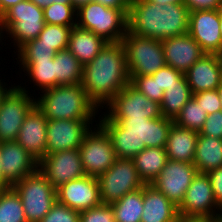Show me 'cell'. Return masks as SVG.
Returning <instances> with one entry per match:
<instances>
[{"label": "cell", "mask_w": 222, "mask_h": 222, "mask_svg": "<svg viewBox=\"0 0 222 222\" xmlns=\"http://www.w3.org/2000/svg\"><path fill=\"white\" fill-rule=\"evenodd\" d=\"M39 222H80V212L56 201L51 210Z\"/></svg>", "instance_id": "obj_38"}, {"label": "cell", "mask_w": 222, "mask_h": 222, "mask_svg": "<svg viewBox=\"0 0 222 222\" xmlns=\"http://www.w3.org/2000/svg\"><path fill=\"white\" fill-rule=\"evenodd\" d=\"M81 83L88 98L99 110L130 83L121 41L108 42L96 57L84 65Z\"/></svg>", "instance_id": "obj_2"}, {"label": "cell", "mask_w": 222, "mask_h": 222, "mask_svg": "<svg viewBox=\"0 0 222 222\" xmlns=\"http://www.w3.org/2000/svg\"><path fill=\"white\" fill-rule=\"evenodd\" d=\"M2 76H4V79H0V105L3 101V98L8 94V92L16 85V83H12L10 81L9 85L5 82L7 79L5 78V74ZM1 77V76H0Z\"/></svg>", "instance_id": "obj_46"}, {"label": "cell", "mask_w": 222, "mask_h": 222, "mask_svg": "<svg viewBox=\"0 0 222 222\" xmlns=\"http://www.w3.org/2000/svg\"><path fill=\"white\" fill-rule=\"evenodd\" d=\"M2 19L6 40L11 41L10 47H15L12 49L16 51L25 43L36 39L45 26L43 9L30 0L19 2L9 8Z\"/></svg>", "instance_id": "obj_6"}, {"label": "cell", "mask_w": 222, "mask_h": 222, "mask_svg": "<svg viewBox=\"0 0 222 222\" xmlns=\"http://www.w3.org/2000/svg\"><path fill=\"white\" fill-rule=\"evenodd\" d=\"M178 217V207L173 202L153 185H143L141 222H172Z\"/></svg>", "instance_id": "obj_24"}, {"label": "cell", "mask_w": 222, "mask_h": 222, "mask_svg": "<svg viewBox=\"0 0 222 222\" xmlns=\"http://www.w3.org/2000/svg\"><path fill=\"white\" fill-rule=\"evenodd\" d=\"M128 8L89 2L77 9L76 26L92 31L107 42H119L128 31Z\"/></svg>", "instance_id": "obj_5"}, {"label": "cell", "mask_w": 222, "mask_h": 222, "mask_svg": "<svg viewBox=\"0 0 222 222\" xmlns=\"http://www.w3.org/2000/svg\"><path fill=\"white\" fill-rule=\"evenodd\" d=\"M199 135L222 139V110L207 115Z\"/></svg>", "instance_id": "obj_42"}, {"label": "cell", "mask_w": 222, "mask_h": 222, "mask_svg": "<svg viewBox=\"0 0 222 222\" xmlns=\"http://www.w3.org/2000/svg\"><path fill=\"white\" fill-rule=\"evenodd\" d=\"M165 63L183 74L203 55L200 45L187 33L161 40Z\"/></svg>", "instance_id": "obj_22"}, {"label": "cell", "mask_w": 222, "mask_h": 222, "mask_svg": "<svg viewBox=\"0 0 222 222\" xmlns=\"http://www.w3.org/2000/svg\"><path fill=\"white\" fill-rule=\"evenodd\" d=\"M188 34L207 54L222 55L218 10H196L189 14Z\"/></svg>", "instance_id": "obj_18"}, {"label": "cell", "mask_w": 222, "mask_h": 222, "mask_svg": "<svg viewBox=\"0 0 222 222\" xmlns=\"http://www.w3.org/2000/svg\"><path fill=\"white\" fill-rule=\"evenodd\" d=\"M36 96L15 85L0 105V142L15 141L24 119L36 106Z\"/></svg>", "instance_id": "obj_12"}, {"label": "cell", "mask_w": 222, "mask_h": 222, "mask_svg": "<svg viewBox=\"0 0 222 222\" xmlns=\"http://www.w3.org/2000/svg\"><path fill=\"white\" fill-rule=\"evenodd\" d=\"M206 119V111L201 107V104L191 98L173 121L179 127L200 132Z\"/></svg>", "instance_id": "obj_33"}, {"label": "cell", "mask_w": 222, "mask_h": 222, "mask_svg": "<svg viewBox=\"0 0 222 222\" xmlns=\"http://www.w3.org/2000/svg\"><path fill=\"white\" fill-rule=\"evenodd\" d=\"M197 173L193 163L168 159L165 167L161 170L159 176L151 182V185L178 207Z\"/></svg>", "instance_id": "obj_16"}, {"label": "cell", "mask_w": 222, "mask_h": 222, "mask_svg": "<svg viewBox=\"0 0 222 222\" xmlns=\"http://www.w3.org/2000/svg\"><path fill=\"white\" fill-rule=\"evenodd\" d=\"M74 26L45 24L38 35V45L53 47L56 52L67 49L71 29Z\"/></svg>", "instance_id": "obj_34"}, {"label": "cell", "mask_w": 222, "mask_h": 222, "mask_svg": "<svg viewBox=\"0 0 222 222\" xmlns=\"http://www.w3.org/2000/svg\"><path fill=\"white\" fill-rule=\"evenodd\" d=\"M190 11L185 4L133 0L127 12L128 32L163 40L188 33Z\"/></svg>", "instance_id": "obj_3"}, {"label": "cell", "mask_w": 222, "mask_h": 222, "mask_svg": "<svg viewBox=\"0 0 222 222\" xmlns=\"http://www.w3.org/2000/svg\"><path fill=\"white\" fill-rule=\"evenodd\" d=\"M184 4L190 12L196 10H218L222 5V0H184Z\"/></svg>", "instance_id": "obj_44"}, {"label": "cell", "mask_w": 222, "mask_h": 222, "mask_svg": "<svg viewBox=\"0 0 222 222\" xmlns=\"http://www.w3.org/2000/svg\"><path fill=\"white\" fill-rule=\"evenodd\" d=\"M14 60H43L54 59L57 53L53 47L38 45V39L31 40L22 45L17 51H13Z\"/></svg>", "instance_id": "obj_36"}, {"label": "cell", "mask_w": 222, "mask_h": 222, "mask_svg": "<svg viewBox=\"0 0 222 222\" xmlns=\"http://www.w3.org/2000/svg\"><path fill=\"white\" fill-rule=\"evenodd\" d=\"M172 222H181V216H179L177 219H175L174 221Z\"/></svg>", "instance_id": "obj_58"}, {"label": "cell", "mask_w": 222, "mask_h": 222, "mask_svg": "<svg viewBox=\"0 0 222 222\" xmlns=\"http://www.w3.org/2000/svg\"><path fill=\"white\" fill-rule=\"evenodd\" d=\"M0 222H27L22 200L13 188L0 191Z\"/></svg>", "instance_id": "obj_32"}, {"label": "cell", "mask_w": 222, "mask_h": 222, "mask_svg": "<svg viewBox=\"0 0 222 222\" xmlns=\"http://www.w3.org/2000/svg\"><path fill=\"white\" fill-rule=\"evenodd\" d=\"M217 222H222V208H220L219 215L217 218Z\"/></svg>", "instance_id": "obj_57"}, {"label": "cell", "mask_w": 222, "mask_h": 222, "mask_svg": "<svg viewBox=\"0 0 222 222\" xmlns=\"http://www.w3.org/2000/svg\"><path fill=\"white\" fill-rule=\"evenodd\" d=\"M219 211L208 175L198 172L178 206L179 216L217 220Z\"/></svg>", "instance_id": "obj_13"}, {"label": "cell", "mask_w": 222, "mask_h": 222, "mask_svg": "<svg viewBox=\"0 0 222 222\" xmlns=\"http://www.w3.org/2000/svg\"><path fill=\"white\" fill-rule=\"evenodd\" d=\"M103 109L111 119H153L162 117L160 104L148 99L130 83L116 94Z\"/></svg>", "instance_id": "obj_11"}, {"label": "cell", "mask_w": 222, "mask_h": 222, "mask_svg": "<svg viewBox=\"0 0 222 222\" xmlns=\"http://www.w3.org/2000/svg\"><path fill=\"white\" fill-rule=\"evenodd\" d=\"M0 158L2 173L12 186L38 170L39 162L16 141L0 142Z\"/></svg>", "instance_id": "obj_19"}, {"label": "cell", "mask_w": 222, "mask_h": 222, "mask_svg": "<svg viewBox=\"0 0 222 222\" xmlns=\"http://www.w3.org/2000/svg\"><path fill=\"white\" fill-rule=\"evenodd\" d=\"M36 95V107L48 120H98L100 110L88 98L82 83L58 85Z\"/></svg>", "instance_id": "obj_4"}, {"label": "cell", "mask_w": 222, "mask_h": 222, "mask_svg": "<svg viewBox=\"0 0 222 222\" xmlns=\"http://www.w3.org/2000/svg\"><path fill=\"white\" fill-rule=\"evenodd\" d=\"M130 84L145 95L148 99L158 102H162L164 91L159 89L157 79H154L151 75L142 76H129Z\"/></svg>", "instance_id": "obj_37"}, {"label": "cell", "mask_w": 222, "mask_h": 222, "mask_svg": "<svg viewBox=\"0 0 222 222\" xmlns=\"http://www.w3.org/2000/svg\"><path fill=\"white\" fill-rule=\"evenodd\" d=\"M121 42L125 49L129 76L153 75L166 65L161 40L127 31Z\"/></svg>", "instance_id": "obj_7"}, {"label": "cell", "mask_w": 222, "mask_h": 222, "mask_svg": "<svg viewBox=\"0 0 222 222\" xmlns=\"http://www.w3.org/2000/svg\"><path fill=\"white\" fill-rule=\"evenodd\" d=\"M30 1L42 9L52 4V0H30Z\"/></svg>", "instance_id": "obj_52"}, {"label": "cell", "mask_w": 222, "mask_h": 222, "mask_svg": "<svg viewBox=\"0 0 222 222\" xmlns=\"http://www.w3.org/2000/svg\"><path fill=\"white\" fill-rule=\"evenodd\" d=\"M80 222H115L114 210L110 204H100L80 212Z\"/></svg>", "instance_id": "obj_39"}, {"label": "cell", "mask_w": 222, "mask_h": 222, "mask_svg": "<svg viewBox=\"0 0 222 222\" xmlns=\"http://www.w3.org/2000/svg\"><path fill=\"white\" fill-rule=\"evenodd\" d=\"M16 64L19 65L18 66L19 70L18 72H16V73H19L17 74L19 75L18 78L21 77L20 79L24 80L27 77V79H25L24 81L28 80L24 83L22 82V84L21 82L19 83V81L17 82L18 84L16 83V85L22 90L27 91L29 94L32 93V95L34 94L35 96L36 91L39 94L40 91L43 92L45 90L56 87L55 56H54V59L17 60ZM22 72H24V74H22ZM27 82H28L27 84L28 87L27 85H23V84H26ZM31 83L34 86H30V87H33L34 90H32V88L29 87V84ZM28 88L31 90H29Z\"/></svg>", "instance_id": "obj_23"}, {"label": "cell", "mask_w": 222, "mask_h": 222, "mask_svg": "<svg viewBox=\"0 0 222 222\" xmlns=\"http://www.w3.org/2000/svg\"><path fill=\"white\" fill-rule=\"evenodd\" d=\"M110 205L114 210L115 222H141L143 187L125 194Z\"/></svg>", "instance_id": "obj_31"}, {"label": "cell", "mask_w": 222, "mask_h": 222, "mask_svg": "<svg viewBox=\"0 0 222 222\" xmlns=\"http://www.w3.org/2000/svg\"><path fill=\"white\" fill-rule=\"evenodd\" d=\"M57 202L73 210L82 212L99 206L100 190L97 177L85 175L56 188Z\"/></svg>", "instance_id": "obj_17"}, {"label": "cell", "mask_w": 222, "mask_h": 222, "mask_svg": "<svg viewBox=\"0 0 222 222\" xmlns=\"http://www.w3.org/2000/svg\"><path fill=\"white\" fill-rule=\"evenodd\" d=\"M145 2H152L161 5L165 4H184V0H143Z\"/></svg>", "instance_id": "obj_50"}, {"label": "cell", "mask_w": 222, "mask_h": 222, "mask_svg": "<svg viewBox=\"0 0 222 222\" xmlns=\"http://www.w3.org/2000/svg\"><path fill=\"white\" fill-rule=\"evenodd\" d=\"M184 74L193 94L217 90L222 80V55L204 53Z\"/></svg>", "instance_id": "obj_21"}, {"label": "cell", "mask_w": 222, "mask_h": 222, "mask_svg": "<svg viewBox=\"0 0 222 222\" xmlns=\"http://www.w3.org/2000/svg\"><path fill=\"white\" fill-rule=\"evenodd\" d=\"M181 222H217V220H213L210 218H197V217H182Z\"/></svg>", "instance_id": "obj_49"}, {"label": "cell", "mask_w": 222, "mask_h": 222, "mask_svg": "<svg viewBox=\"0 0 222 222\" xmlns=\"http://www.w3.org/2000/svg\"><path fill=\"white\" fill-rule=\"evenodd\" d=\"M199 132L172 124L166 144L167 158L193 163Z\"/></svg>", "instance_id": "obj_25"}, {"label": "cell", "mask_w": 222, "mask_h": 222, "mask_svg": "<svg viewBox=\"0 0 222 222\" xmlns=\"http://www.w3.org/2000/svg\"><path fill=\"white\" fill-rule=\"evenodd\" d=\"M207 175L211 182L216 204L219 208H222V167L211 170Z\"/></svg>", "instance_id": "obj_43"}, {"label": "cell", "mask_w": 222, "mask_h": 222, "mask_svg": "<svg viewBox=\"0 0 222 222\" xmlns=\"http://www.w3.org/2000/svg\"><path fill=\"white\" fill-rule=\"evenodd\" d=\"M98 120H48L46 155L70 149H79L85 134Z\"/></svg>", "instance_id": "obj_14"}, {"label": "cell", "mask_w": 222, "mask_h": 222, "mask_svg": "<svg viewBox=\"0 0 222 222\" xmlns=\"http://www.w3.org/2000/svg\"><path fill=\"white\" fill-rule=\"evenodd\" d=\"M182 75L183 73L181 71L175 70L173 67L165 65L151 76L154 79H157V84L159 85V89L165 91L172 85L177 84V80Z\"/></svg>", "instance_id": "obj_41"}, {"label": "cell", "mask_w": 222, "mask_h": 222, "mask_svg": "<svg viewBox=\"0 0 222 222\" xmlns=\"http://www.w3.org/2000/svg\"><path fill=\"white\" fill-rule=\"evenodd\" d=\"M45 24L76 26L77 9L72 3H53L43 9Z\"/></svg>", "instance_id": "obj_35"}, {"label": "cell", "mask_w": 222, "mask_h": 222, "mask_svg": "<svg viewBox=\"0 0 222 222\" xmlns=\"http://www.w3.org/2000/svg\"><path fill=\"white\" fill-rule=\"evenodd\" d=\"M108 7H129L133 0H94Z\"/></svg>", "instance_id": "obj_45"}, {"label": "cell", "mask_w": 222, "mask_h": 222, "mask_svg": "<svg viewBox=\"0 0 222 222\" xmlns=\"http://www.w3.org/2000/svg\"><path fill=\"white\" fill-rule=\"evenodd\" d=\"M10 188H12V185L5 179L2 173L1 158H0V191H5Z\"/></svg>", "instance_id": "obj_48"}, {"label": "cell", "mask_w": 222, "mask_h": 222, "mask_svg": "<svg viewBox=\"0 0 222 222\" xmlns=\"http://www.w3.org/2000/svg\"><path fill=\"white\" fill-rule=\"evenodd\" d=\"M38 170L55 188L86 175L79 149H70L46 155L39 161Z\"/></svg>", "instance_id": "obj_15"}, {"label": "cell", "mask_w": 222, "mask_h": 222, "mask_svg": "<svg viewBox=\"0 0 222 222\" xmlns=\"http://www.w3.org/2000/svg\"><path fill=\"white\" fill-rule=\"evenodd\" d=\"M217 91H218V94H219V97H220V102L222 103V80L220 82V85L217 88ZM221 110H222V106H221Z\"/></svg>", "instance_id": "obj_55"}, {"label": "cell", "mask_w": 222, "mask_h": 222, "mask_svg": "<svg viewBox=\"0 0 222 222\" xmlns=\"http://www.w3.org/2000/svg\"><path fill=\"white\" fill-rule=\"evenodd\" d=\"M79 151L85 174L88 176L98 177L117 159L112 141L99 123L85 134Z\"/></svg>", "instance_id": "obj_9"}, {"label": "cell", "mask_w": 222, "mask_h": 222, "mask_svg": "<svg viewBox=\"0 0 222 222\" xmlns=\"http://www.w3.org/2000/svg\"><path fill=\"white\" fill-rule=\"evenodd\" d=\"M102 204L118 201L125 194L143 187L133 159L117 158L113 165L97 177Z\"/></svg>", "instance_id": "obj_10"}, {"label": "cell", "mask_w": 222, "mask_h": 222, "mask_svg": "<svg viewBox=\"0 0 222 222\" xmlns=\"http://www.w3.org/2000/svg\"><path fill=\"white\" fill-rule=\"evenodd\" d=\"M107 43L92 31L74 26L70 32L67 49L84 66L96 57Z\"/></svg>", "instance_id": "obj_26"}, {"label": "cell", "mask_w": 222, "mask_h": 222, "mask_svg": "<svg viewBox=\"0 0 222 222\" xmlns=\"http://www.w3.org/2000/svg\"><path fill=\"white\" fill-rule=\"evenodd\" d=\"M53 3H60V4H65V3H72L71 0H52Z\"/></svg>", "instance_id": "obj_56"}, {"label": "cell", "mask_w": 222, "mask_h": 222, "mask_svg": "<svg viewBox=\"0 0 222 222\" xmlns=\"http://www.w3.org/2000/svg\"><path fill=\"white\" fill-rule=\"evenodd\" d=\"M6 31H5V28H4V23H3V19L0 17V45H4L6 46V44H4V42L6 41ZM5 36V37H4ZM5 39V40H4ZM4 41V42H3ZM2 42V43H1ZM1 48L0 47V51H1ZM0 66H1V62H0ZM1 72H3L2 70H0Z\"/></svg>", "instance_id": "obj_51"}, {"label": "cell", "mask_w": 222, "mask_h": 222, "mask_svg": "<svg viewBox=\"0 0 222 222\" xmlns=\"http://www.w3.org/2000/svg\"><path fill=\"white\" fill-rule=\"evenodd\" d=\"M25 0H0V8H1V18L3 17L4 13L11 8L12 6L16 5L19 2Z\"/></svg>", "instance_id": "obj_47"}, {"label": "cell", "mask_w": 222, "mask_h": 222, "mask_svg": "<svg viewBox=\"0 0 222 222\" xmlns=\"http://www.w3.org/2000/svg\"><path fill=\"white\" fill-rule=\"evenodd\" d=\"M71 1H72V5H73L76 9H78V8H80L81 6L86 5V4H88L89 2H92V1H94V0H71Z\"/></svg>", "instance_id": "obj_53"}, {"label": "cell", "mask_w": 222, "mask_h": 222, "mask_svg": "<svg viewBox=\"0 0 222 222\" xmlns=\"http://www.w3.org/2000/svg\"><path fill=\"white\" fill-rule=\"evenodd\" d=\"M98 123L108 133L117 158L133 159L146 147L165 148L174 121L163 116L153 119H111L100 110Z\"/></svg>", "instance_id": "obj_1"}, {"label": "cell", "mask_w": 222, "mask_h": 222, "mask_svg": "<svg viewBox=\"0 0 222 222\" xmlns=\"http://www.w3.org/2000/svg\"><path fill=\"white\" fill-rule=\"evenodd\" d=\"M12 188L20 196L27 222H39L56 203V188L37 170L15 183Z\"/></svg>", "instance_id": "obj_8"}, {"label": "cell", "mask_w": 222, "mask_h": 222, "mask_svg": "<svg viewBox=\"0 0 222 222\" xmlns=\"http://www.w3.org/2000/svg\"><path fill=\"white\" fill-rule=\"evenodd\" d=\"M192 98L201 104L207 115L221 110L222 103L217 90L201 91L193 94Z\"/></svg>", "instance_id": "obj_40"}, {"label": "cell", "mask_w": 222, "mask_h": 222, "mask_svg": "<svg viewBox=\"0 0 222 222\" xmlns=\"http://www.w3.org/2000/svg\"><path fill=\"white\" fill-rule=\"evenodd\" d=\"M193 165L197 172L206 174L222 167V139L199 135Z\"/></svg>", "instance_id": "obj_27"}, {"label": "cell", "mask_w": 222, "mask_h": 222, "mask_svg": "<svg viewBox=\"0 0 222 222\" xmlns=\"http://www.w3.org/2000/svg\"><path fill=\"white\" fill-rule=\"evenodd\" d=\"M83 67L68 49L58 51L55 54L56 86L81 83Z\"/></svg>", "instance_id": "obj_30"}, {"label": "cell", "mask_w": 222, "mask_h": 222, "mask_svg": "<svg viewBox=\"0 0 222 222\" xmlns=\"http://www.w3.org/2000/svg\"><path fill=\"white\" fill-rule=\"evenodd\" d=\"M219 21H220V35L222 40V5L218 8Z\"/></svg>", "instance_id": "obj_54"}, {"label": "cell", "mask_w": 222, "mask_h": 222, "mask_svg": "<svg viewBox=\"0 0 222 222\" xmlns=\"http://www.w3.org/2000/svg\"><path fill=\"white\" fill-rule=\"evenodd\" d=\"M48 119L35 106L26 116L18 132V142L38 162L46 156Z\"/></svg>", "instance_id": "obj_20"}, {"label": "cell", "mask_w": 222, "mask_h": 222, "mask_svg": "<svg viewBox=\"0 0 222 222\" xmlns=\"http://www.w3.org/2000/svg\"><path fill=\"white\" fill-rule=\"evenodd\" d=\"M192 96L191 88L187 83L185 74H183L177 80V84L164 91L163 99L160 103L162 116L174 120Z\"/></svg>", "instance_id": "obj_29"}, {"label": "cell", "mask_w": 222, "mask_h": 222, "mask_svg": "<svg viewBox=\"0 0 222 222\" xmlns=\"http://www.w3.org/2000/svg\"><path fill=\"white\" fill-rule=\"evenodd\" d=\"M167 160L166 149L160 147H146L133 158L138 176L144 184H151L159 176Z\"/></svg>", "instance_id": "obj_28"}]
</instances>
